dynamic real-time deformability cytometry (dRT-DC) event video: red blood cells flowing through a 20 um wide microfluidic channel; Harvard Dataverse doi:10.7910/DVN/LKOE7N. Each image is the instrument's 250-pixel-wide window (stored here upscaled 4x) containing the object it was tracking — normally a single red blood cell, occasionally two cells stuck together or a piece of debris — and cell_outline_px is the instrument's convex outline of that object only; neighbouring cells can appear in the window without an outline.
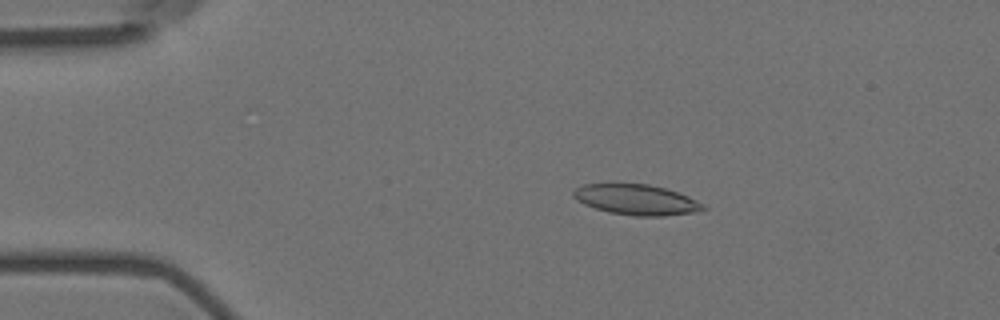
{"species": "Egyptian fruit bat (a non-hibernating species)", "species_latin": "Rousettus aegyptiacus", "temperature_condition": "room temperature", "stored_images_in_passage": 56, "camera_frame_rate_fps": 3000, "um_per_image_px": 0.085, "animal": {"sex": "female"}, "frame": {"image": 1, "passage_image": 10, "time_ms": 3.0, "image_size_px": [1000, 320], "cell_outline_px": [[708, 208], [692, 212], [664, 216], [636, 216], [608, 212], [584, 204], [576, 200], [572, 196], [572, 192], [576, 188], [584, 184], [648, 184], [664, 188], [688, 196], [704, 204]], "centroid_in_image_um": [54.07, 16.98], "position_along_channel_um": 30.9, "area_um2": 22.83}}
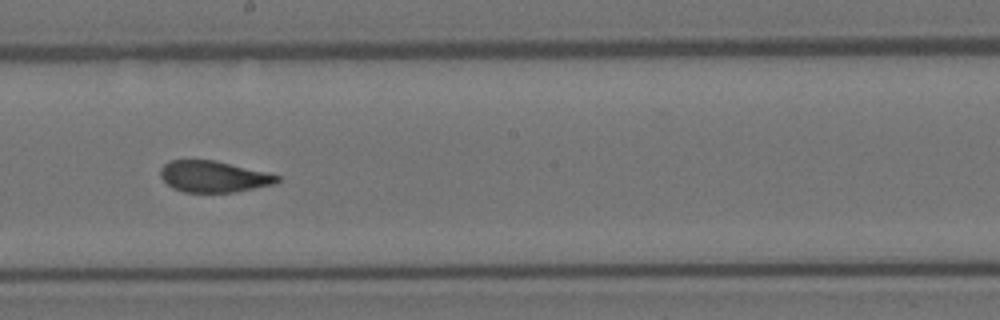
{"frame": {"image": 2, "passage_image": 31, "time_ms": 10.0, "image_size_px": [1000, 320], "cell_outline_px": [[280, 180], [276, 184], [236, 192], [184, 192], [172, 188], [160, 176], [160, 168], [168, 160], [216, 160], [280, 176]], "centroid_in_image_um": [18.14, 15.01], "position_along_channel_um": 230.1, "area_um2": 21.33}}
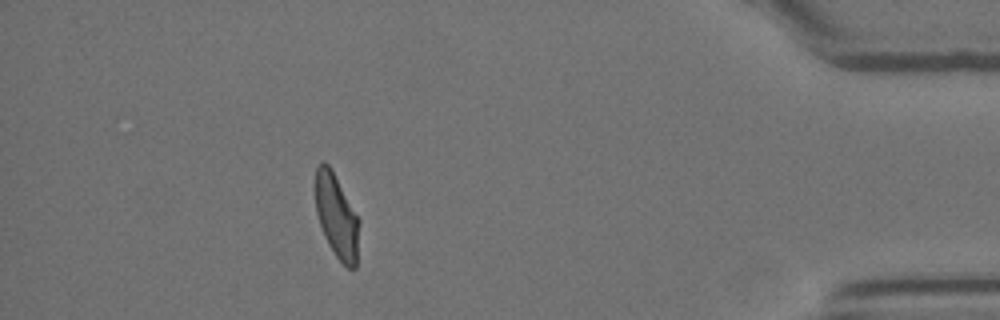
{"frame": {"image": 3, "passage_image": 50, "time_ms": 16.333, "image_size_px": [1000, 320], "cell_outline_px": [[360, 220], [356, 268], [348, 268], [336, 256], [328, 244], [324, 236], [316, 212], [316, 168], [320, 160], [324, 160], [328, 164]], "centroid_in_image_um": [28.62, 18.39], "position_along_channel_um": 406.6, "area_um2": 21.15}, "authors_computed_cell_mechanics": {"area_um2": 22.4842, "velocity_mm_per_s": 3.5816, "shape_relaxation_time_tau1_ms": null, "shape_relaxation_time_tau2_ms": 1.4942, "deformation_change_tau1": null, "deformation_change_tau2": 0.0916}}